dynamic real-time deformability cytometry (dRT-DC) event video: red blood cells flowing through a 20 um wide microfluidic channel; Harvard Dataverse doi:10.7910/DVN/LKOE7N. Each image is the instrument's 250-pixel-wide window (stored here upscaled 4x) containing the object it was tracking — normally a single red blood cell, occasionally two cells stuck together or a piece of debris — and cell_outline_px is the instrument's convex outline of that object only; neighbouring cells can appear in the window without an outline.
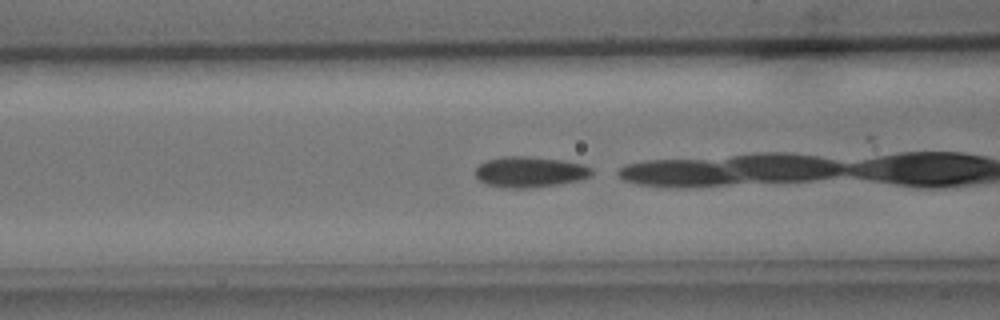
{"species": "common noctule bat (a hibernating species)", "species_latin": "Nyctalus noctula", "temperature_condition": "cold", "stored_images_in_passage": 32, "camera_frame_rate_fps": 3000, "um_per_image_px": 0.085, "animal": {"sex": "male", "body_mass_g": 15.6}, "frame": {"image": 1, "passage_image": 17, "time_ms": 5.333, "image_size_px": [1000, 320], "cell_outline_px": [[592, 172], [588, 176], [576, 180], [556, 184], [528, 188], [508, 188], [488, 184], [480, 180], [476, 176], [476, 168], [480, 164], [488, 160], [504, 156], [532, 156], [560, 160], [580, 164], [592, 168]], "centroid_in_image_um": [44.99, 14.6], "position_along_channel_um": 121.6, "area_um2": 20.35}}